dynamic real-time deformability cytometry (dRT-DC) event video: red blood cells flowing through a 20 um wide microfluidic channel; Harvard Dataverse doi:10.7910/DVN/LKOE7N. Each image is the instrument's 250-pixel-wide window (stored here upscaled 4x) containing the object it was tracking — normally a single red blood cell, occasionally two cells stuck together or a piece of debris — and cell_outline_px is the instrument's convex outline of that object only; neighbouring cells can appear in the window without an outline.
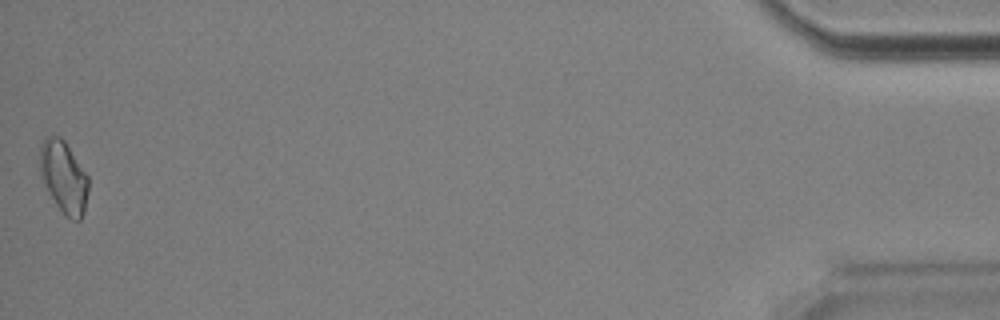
{"species": "Egyptian fruit bat (a non-hibernating species)", "species_latin": "Rousettus aegyptiacus", "temperature_condition": "room temperature", "stored_images_in_passage": 38, "camera_frame_rate_fps": 3000, "um_per_image_px": 0.085, "animal": {"sex": "male"}, "frame": {"image": 1, "passage_image": 38, "time_ms": 12.333, "image_size_px": [1000, 320], "cell_outline_px": [[88, 192], [84, 212], [80, 220], [72, 220], [56, 204], [40, 176], [40, 144], [44, 136], [60, 136], [64, 140], [88, 176]], "centroid_in_image_um": [5.41, 15.01], "position_along_channel_um": 429.8, "area_um2": 20.11}, "authors_computed_cell_mechanics": {"area_um2": 18.785, "velocity_mm_per_s": 3.9076, "shape_relaxation_time_tau1_ms": 10.5004, "shape_relaxation_time_tau2_ms": 4.3005, "deformation_change_tau1": 0.1399, "deformation_change_tau2": 0.1115}}